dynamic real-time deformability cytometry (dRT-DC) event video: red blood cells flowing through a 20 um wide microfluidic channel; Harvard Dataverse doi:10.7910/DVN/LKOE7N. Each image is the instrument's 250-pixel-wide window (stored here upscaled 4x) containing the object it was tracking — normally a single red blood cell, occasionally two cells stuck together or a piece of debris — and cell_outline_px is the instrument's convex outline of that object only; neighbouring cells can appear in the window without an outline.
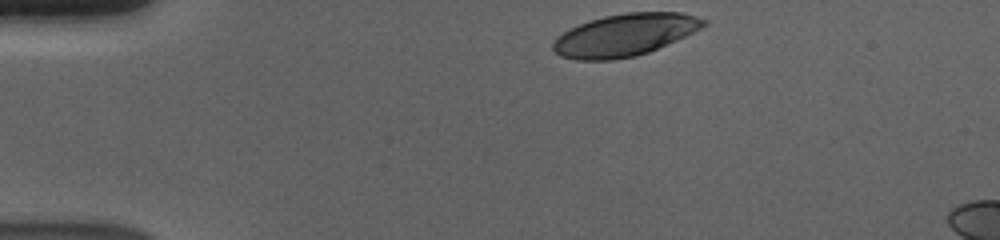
{"species": "human", "species_latin": "Homo sapiens", "temperature_condition": "cold", "stored_images_in_passage": 38, "camera_frame_rate_fps": 3000, "um_per_image_px": 0.085, "donor": {"sex": "male"}, "frame": {"image": 1, "passage_image": 1, "time_ms": 0.0, "image_size_px": [1000, 240], "cell_outline_px": [[708, 24], [676, 40], [648, 52], [636, 56], [612, 60], [576, 60], [560, 56], [552, 48], [552, 44], [564, 32], [580, 24], [604, 16], [628, 12], [680, 12], [696, 16], [708, 20]], "centroid_in_image_um": [53.13, 2.97], "position_along_channel_um": 31.9, "area_um2": 36.65}}
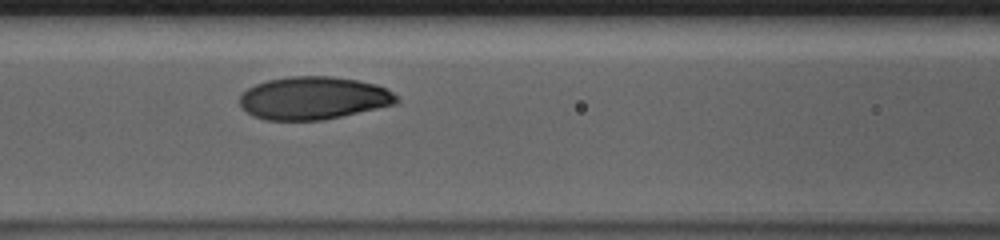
{"frame": {"image": 2, "passage_image": 15, "time_ms": 4.667, "image_size_px": [1000, 240], "cell_outline_px": [[400, 100], [396, 104], [324, 120], [268, 120], [252, 116], [240, 104], [240, 96], [248, 88], [256, 84], [268, 80], [292, 76], [332, 76], [356, 80], [376, 84], [388, 88]], "centroid_in_image_um": [26.67, 8.34], "position_along_channel_um": 139.9, "area_um2": 39.07}}
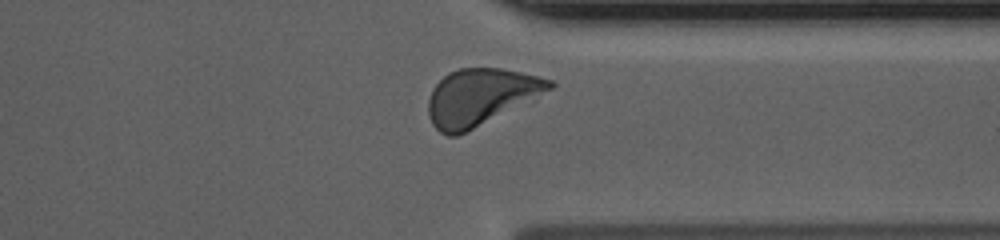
{"frame": {"image": 3, "passage_image": 34, "time_ms": 11.0, "image_size_px": [1000, 240], "cell_outline_px": [[556, 84], [552, 88], [456, 136], [448, 136], [440, 132], [432, 124], [428, 116], [428, 100], [432, 88], [448, 72], [460, 68], [500, 68], [520, 72], [552, 80]], "centroid_in_image_um": [40.76, 8.22], "position_along_channel_um": 370.6, "area_um2": 38.9}, "authors_computed_cell_mechanics": {"area_um2": 38.9572, "velocity_mm_per_s": 3.6487, "shape_relaxation_time_tau1_ms": 2.3831, "shape_relaxation_time_tau2_ms": 1.1979, "deformation_change_tau1": 0.126, "deformation_change_tau2": 0.0479}}